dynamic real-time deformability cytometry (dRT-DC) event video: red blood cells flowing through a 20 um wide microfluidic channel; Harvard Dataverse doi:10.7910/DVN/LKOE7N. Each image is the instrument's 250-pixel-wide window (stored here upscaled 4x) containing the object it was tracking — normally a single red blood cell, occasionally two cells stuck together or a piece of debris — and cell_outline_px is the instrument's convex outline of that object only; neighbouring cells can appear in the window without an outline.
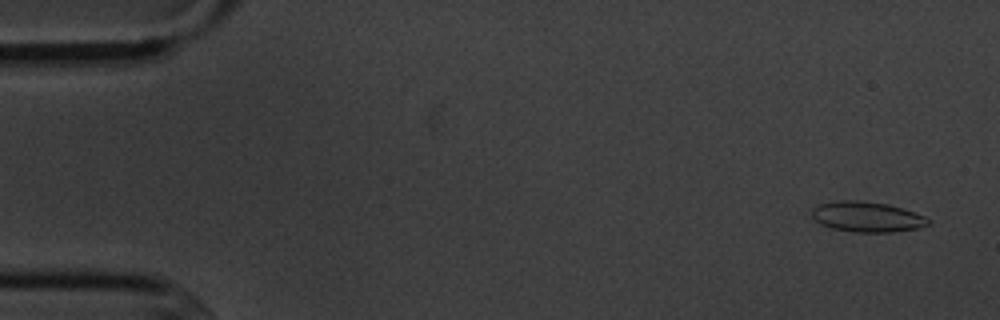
{"species": "common noctule bat (a hibernating species)", "species_latin": "Nyctalus noctula", "temperature_condition": "cold", "stored_images_in_passage": 5, "camera_frame_rate_fps": 3000, "um_per_image_px": 0.085, "animal": {"sex": "male", "body_mass_g": 20.1, "forearm_length_mm": 53.5}, "frame": {"image": 1, "passage_image": 1, "time_ms": 0.0, "image_size_px": [1000, 320], "cell_outline_px": [[932, 224], [920, 228], [892, 232], [856, 232], [832, 228], [820, 224], [812, 216], [812, 208], [820, 204], [836, 200], [860, 200], [888, 204], [924, 216], [932, 220]], "centroid_in_image_um": [73.72, 18.43], "position_along_channel_um": 11.3, "area_um2": 20.63}}